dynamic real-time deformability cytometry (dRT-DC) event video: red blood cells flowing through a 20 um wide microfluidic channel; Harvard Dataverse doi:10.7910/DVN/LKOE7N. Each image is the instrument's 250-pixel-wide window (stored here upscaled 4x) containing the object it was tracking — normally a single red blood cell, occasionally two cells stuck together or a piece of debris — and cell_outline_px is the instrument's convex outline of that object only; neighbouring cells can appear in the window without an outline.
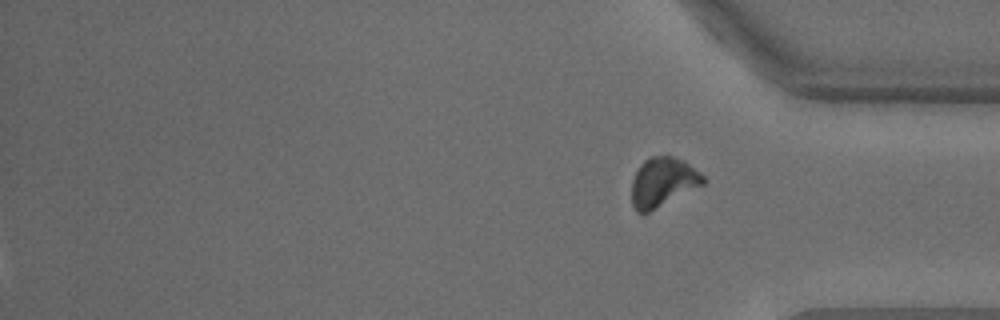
{"species": "common noctule bat (a hibernating species)", "species_latin": "Nyctalus noctula", "temperature_condition": "warm", "stored_images_in_passage": 33, "segment_of_instrument_passage": [2, 2], "camera_frame_rate_fps": 3000, "um_per_image_px": 0.085, "animal": {"sex": "male", "body_mass_g": 18.8}, "frame": {"image": 1, "passage_image": 33, "time_ms": 10.667, "image_size_px": [1000, 320], "cell_outline_px": [[704, 184], [648, 212], [636, 212], [632, 204], [632, 180], [640, 164], [644, 160], [652, 156], [672, 156], [684, 160], [704, 176]], "centroid_in_image_um": [56.33, 15.46], "position_along_channel_um": 378.9, "area_um2": 20.23}}